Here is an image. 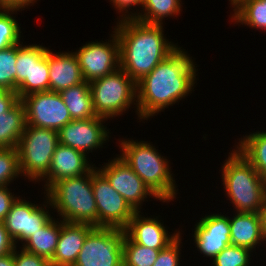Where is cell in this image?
Returning <instances> with one entry per match:
<instances>
[{
	"label": "cell",
	"mask_w": 266,
	"mask_h": 266,
	"mask_svg": "<svg viewBox=\"0 0 266 266\" xmlns=\"http://www.w3.org/2000/svg\"><path fill=\"white\" fill-rule=\"evenodd\" d=\"M136 211L124 228L126 235L135 243L155 250H162L172 243L180 234L168 235L163 224L155 218H145Z\"/></svg>",
	"instance_id": "obj_17"
},
{
	"label": "cell",
	"mask_w": 266,
	"mask_h": 266,
	"mask_svg": "<svg viewBox=\"0 0 266 266\" xmlns=\"http://www.w3.org/2000/svg\"><path fill=\"white\" fill-rule=\"evenodd\" d=\"M21 174L17 148L0 149V187L7 186Z\"/></svg>",
	"instance_id": "obj_31"
},
{
	"label": "cell",
	"mask_w": 266,
	"mask_h": 266,
	"mask_svg": "<svg viewBox=\"0 0 266 266\" xmlns=\"http://www.w3.org/2000/svg\"><path fill=\"white\" fill-rule=\"evenodd\" d=\"M95 227L91 224L61 221V231L51 266H73L87 235Z\"/></svg>",
	"instance_id": "obj_18"
},
{
	"label": "cell",
	"mask_w": 266,
	"mask_h": 266,
	"mask_svg": "<svg viewBox=\"0 0 266 266\" xmlns=\"http://www.w3.org/2000/svg\"><path fill=\"white\" fill-rule=\"evenodd\" d=\"M125 229L95 227L86 237L73 266H123Z\"/></svg>",
	"instance_id": "obj_8"
},
{
	"label": "cell",
	"mask_w": 266,
	"mask_h": 266,
	"mask_svg": "<svg viewBox=\"0 0 266 266\" xmlns=\"http://www.w3.org/2000/svg\"><path fill=\"white\" fill-rule=\"evenodd\" d=\"M50 91L58 92L84 82L78 59L72 53H52L48 50Z\"/></svg>",
	"instance_id": "obj_19"
},
{
	"label": "cell",
	"mask_w": 266,
	"mask_h": 266,
	"mask_svg": "<svg viewBox=\"0 0 266 266\" xmlns=\"http://www.w3.org/2000/svg\"><path fill=\"white\" fill-rule=\"evenodd\" d=\"M231 245L252 250L259 241H266L260 225V218L255 212H237L229 219Z\"/></svg>",
	"instance_id": "obj_20"
},
{
	"label": "cell",
	"mask_w": 266,
	"mask_h": 266,
	"mask_svg": "<svg viewBox=\"0 0 266 266\" xmlns=\"http://www.w3.org/2000/svg\"><path fill=\"white\" fill-rule=\"evenodd\" d=\"M44 210L46 209H42V206L33 205L19 197L16 199L3 220L4 227L13 239L15 246L18 240L25 242L52 219Z\"/></svg>",
	"instance_id": "obj_13"
},
{
	"label": "cell",
	"mask_w": 266,
	"mask_h": 266,
	"mask_svg": "<svg viewBox=\"0 0 266 266\" xmlns=\"http://www.w3.org/2000/svg\"><path fill=\"white\" fill-rule=\"evenodd\" d=\"M60 95L69 110L72 120H85L97 117L92 101L89 82L84 81L76 86L67 88Z\"/></svg>",
	"instance_id": "obj_23"
},
{
	"label": "cell",
	"mask_w": 266,
	"mask_h": 266,
	"mask_svg": "<svg viewBox=\"0 0 266 266\" xmlns=\"http://www.w3.org/2000/svg\"><path fill=\"white\" fill-rule=\"evenodd\" d=\"M18 100L16 92L0 87V115L7 112Z\"/></svg>",
	"instance_id": "obj_37"
},
{
	"label": "cell",
	"mask_w": 266,
	"mask_h": 266,
	"mask_svg": "<svg viewBox=\"0 0 266 266\" xmlns=\"http://www.w3.org/2000/svg\"><path fill=\"white\" fill-rule=\"evenodd\" d=\"M19 254L16 247L13 251L14 266H51L50 261L44 257L28 252L22 248Z\"/></svg>",
	"instance_id": "obj_35"
},
{
	"label": "cell",
	"mask_w": 266,
	"mask_h": 266,
	"mask_svg": "<svg viewBox=\"0 0 266 266\" xmlns=\"http://www.w3.org/2000/svg\"><path fill=\"white\" fill-rule=\"evenodd\" d=\"M46 91H50L48 51L38 61H33L31 71V93Z\"/></svg>",
	"instance_id": "obj_33"
},
{
	"label": "cell",
	"mask_w": 266,
	"mask_h": 266,
	"mask_svg": "<svg viewBox=\"0 0 266 266\" xmlns=\"http://www.w3.org/2000/svg\"><path fill=\"white\" fill-rule=\"evenodd\" d=\"M89 85L94 111L105 119L121 115L137 97V83L120 67Z\"/></svg>",
	"instance_id": "obj_7"
},
{
	"label": "cell",
	"mask_w": 266,
	"mask_h": 266,
	"mask_svg": "<svg viewBox=\"0 0 266 266\" xmlns=\"http://www.w3.org/2000/svg\"><path fill=\"white\" fill-rule=\"evenodd\" d=\"M162 28V24H148L137 19H121L115 27L119 67L136 83L178 48L166 41Z\"/></svg>",
	"instance_id": "obj_2"
},
{
	"label": "cell",
	"mask_w": 266,
	"mask_h": 266,
	"mask_svg": "<svg viewBox=\"0 0 266 266\" xmlns=\"http://www.w3.org/2000/svg\"><path fill=\"white\" fill-rule=\"evenodd\" d=\"M18 10L17 8H0V50L20 43V26L10 15Z\"/></svg>",
	"instance_id": "obj_30"
},
{
	"label": "cell",
	"mask_w": 266,
	"mask_h": 266,
	"mask_svg": "<svg viewBox=\"0 0 266 266\" xmlns=\"http://www.w3.org/2000/svg\"><path fill=\"white\" fill-rule=\"evenodd\" d=\"M86 156L83 152L59 143L52 156L49 171L43 177L44 180L47 178L45 189L48 190L61 179L88 173L94 167L88 164Z\"/></svg>",
	"instance_id": "obj_16"
},
{
	"label": "cell",
	"mask_w": 266,
	"mask_h": 266,
	"mask_svg": "<svg viewBox=\"0 0 266 266\" xmlns=\"http://www.w3.org/2000/svg\"><path fill=\"white\" fill-rule=\"evenodd\" d=\"M26 124L59 131L71 122L69 110L58 92H35L23 97Z\"/></svg>",
	"instance_id": "obj_10"
},
{
	"label": "cell",
	"mask_w": 266,
	"mask_h": 266,
	"mask_svg": "<svg viewBox=\"0 0 266 266\" xmlns=\"http://www.w3.org/2000/svg\"><path fill=\"white\" fill-rule=\"evenodd\" d=\"M0 266H14L13 252L0 257Z\"/></svg>",
	"instance_id": "obj_42"
},
{
	"label": "cell",
	"mask_w": 266,
	"mask_h": 266,
	"mask_svg": "<svg viewBox=\"0 0 266 266\" xmlns=\"http://www.w3.org/2000/svg\"><path fill=\"white\" fill-rule=\"evenodd\" d=\"M103 167L99 171L135 211H139V205L147 195L159 199L120 157Z\"/></svg>",
	"instance_id": "obj_12"
},
{
	"label": "cell",
	"mask_w": 266,
	"mask_h": 266,
	"mask_svg": "<svg viewBox=\"0 0 266 266\" xmlns=\"http://www.w3.org/2000/svg\"><path fill=\"white\" fill-rule=\"evenodd\" d=\"M196 68L185 51L177 48L152 72L137 82V112L148 119L192 91Z\"/></svg>",
	"instance_id": "obj_1"
},
{
	"label": "cell",
	"mask_w": 266,
	"mask_h": 266,
	"mask_svg": "<svg viewBox=\"0 0 266 266\" xmlns=\"http://www.w3.org/2000/svg\"><path fill=\"white\" fill-rule=\"evenodd\" d=\"M48 49L39 45H25L17 43L16 61V93L19 100L31 94V71L33 61H38Z\"/></svg>",
	"instance_id": "obj_21"
},
{
	"label": "cell",
	"mask_w": 266,
	"mask_h": 266,
	"mask_svg": "<svg viewBox=\"0 0 266 266\" xmlns=\"http://www.w3.org/2000/svg\"><path fill=\"white\" fill-rule=\"evenodd\" d=\"M16 199L17 197L10 193L7 186L0 187V222H3Z\"/></svg>",
	"instance_id": "obj_36"
},
{
	"label": "cell",
	"mask_w": 266,
	"mask_h": 266,
	"mask_svg": "<svg viewBox=\"0 0 266 266\" xmlns=\"http://www.w3.org/2000/svg\"><path fill=\"white\" fill-rule=\"evenodd\" d=\"M58 144L57 131L26 125L17 145L21 174L41 180L49 171Z\"/></svg>",
	"instance_id": "obj_6"
},
{
	"label": "cell",
	"mask_w": 266,
	"mask_h": 266,
	"mask_svg": "<svg viewBox=\"0 0 266 266\" xmlns=\"http://www.w3.org/2000/svg\"><path fill=\"white\" fill-rule=\"evenodd\" d=\"M50 206L67 223L98 227V212L92 189V169L84 174L61 179L46 190Z\"/></svg>",
	"instance_id": "obj_3"
},
{
	"label": "cell",
	"mask_w": 266,
	"mask_h": 266,
	"mask_svg": "<svg viewBox=\"0 0 266 266\" xmlns=\"http://www.w3.org/2000/svg\"><path fill=\"white\" fill-rule=\"evenodd\" d=\"M251 250L241 246L229 245L213 259L214 266H249Z\"/></svg>",
	"instance_id": "obj_32"
},
{
	"label": "cell",
	"mask_w": 266,
	"mask_h": 266,
	"mask_svg": "<svg viewBox=\"0 0 266 266\" xmlns=\"http://www.w3.org/2000/svg\"><path fill=\"white\" fill-rule=\"evenodd\" d=\"M15 247V243L6 231L3 222H0V257L13 252Z\"/></svg>",
	"instance_id": "obj_38"
},
{
	"label": "cell",
	"mask_w": 266,
	"mask_h": 266,
	"mask_svg": "<svg viewBox=\"0 0 266 266\" xmlns=\"http://www.w3.org/2000/svg\"><path fill=\"white\" fill-rule=\"evenodd\" d=\"M36 2L35 0H0V8H25L31 3Z\"/></svg>",
	"instance_id": "obj_39"
},
{
	"label": "cell",
	"mask_w": 266,
	"mask_h": 266,
	"mask_svg": "<svg viewBox=\"0 0 266 266\" xmlns=\"http://www.w3.org/2000/svg\"><path fill=\"white\" fill-rule=\"evenodd\" d=\"M56 222L51 219L41 230L23 243V249L50 261L56 251L61 231V223Z\"/></svg>",
	"instance_id": "obj_24"
},
{
	"label": "cell",
	"mask_w": 266,
	"mask_h": 266,
	"mask_svg": "<svg viewBox=\"0 0 266 266\" xmlns=\"http://www.w3.org/2000/svg\"><path fill=\"white\" fill-rule=\"evenodd\" d=\"M105 118L95 117L85 120H72L58 131L59 143L83 152L99 148L107 140ZM94 148V149H93Z\"/></svg>",
	"instance_id": "obj_14"
},
{
	"label": "cell",
	"mask_w": 266,
	"mask_h": 266,
	"mask_svg": "<svg viewBox=\"0 0 266 266\" xmlns=\"http://www.w3.org/2000/svg\"><path fill=\"white\" fill-rule=\"evenodd\" d=\"M258 215L260 218L261 230L266 239V197L262 203V206L258 210Z\"/></svg>",
	"instance_id": "obj_41"
},
{
	"label": "cell",
	"mask_w": 266,
	"mask_h": 266,
	"mask_svg": "<svg viewBox=\"0 0 266 266\" xmlns=\"http://www.w3.org/2000/svg\"><path fill=\"white\" fill-rule=\"evenodd\" d=\"M122 155L119 156L159 198L170 201L176 197L175 180L170 174L167 159L156 148L144 141L121 140Z\"/></svg>",
	"instance_id": "obj_4"
},
{
	"label": "cell",
	"mask_w": 266,
	"mask_h": 266,
	"mask_svg": "<svg viewBox=\"0 0 266 266\" xmlns=\"http://www.w3.org/2000/svg\"><path fill=\"white\" fill-rule=\"evenodd\" d=\"M242 138L237 150L266 180V132H255Z\"/></svg>",
	"instance_id": "obj_25"
},
{
	"label": "cell",
	"mask_w": 266,
	"mask_h": 266,
	"mask_svg": "<svg viewBox=\"0 0 266 266\" xmlns=\"http://www.w3.org/2000/svg\"><path fill=\"white\" fill-rule=\"evenodd\" d=\"M180 235L170 243L166 248L162 249L153 266H179L180 252Z\"/></svg>",
	"instance_id": "obj_34"
},
{
	"label": "cell",
	"mask_w": 266,
	"mask_h": 266,
	"mask_svg": "<svg viewBox=\"0 0 266 266\" xmlns=\"http://www.w3.org/2000/svg\"><path fill=\"white\" fill-rule=\"evenodd\" d=\"M17 44L0 50V87L16 92Z\"/></svg>",
	"instance_id": "obj_29"
},
{
	"label": "cell",
	"mask_w": 266,
	"mask_h": 266,
	"mask_svg": "<svg viewBox=\"0 0 266 266\" xmlns=\"http://www.w3.org/2000/svg\"><path fill=\"white\" fill-rule=\"evenodd\" d=\"M160 250L133 242L127 235L123 243V266H153Z\"/></svg>",
	"instance_id": "obj_28"
},
{
	"label": "cell",
	"mask_w": 266,
	"mask_h": 266,
	"mask_svg": "<svg viewBox=\"0 0 266 266\" xmlns=\"http://www.w3.org/2000/svg\"><path fill=\"white\" fill-rule=\"evenodd\" d=\"M195 226L196 246L206 257L214 259L224 248L231 245L228 217L221 214L205 216Z\"/></svg>",
	"instance_id": "obj_15"
},
{
	"label": "cell",
	"mask_w": 266,
	"mask_h": 266,
	"mask_svg": "<svg viewBox=\"0 0 266 266\" xmlns=\"http://www.w3.org/2000/svg\"><path fill=\"white\" fill-rule=\"evenodd\" d=\"M26 125V110L23 102L18 100L0 115V149L17 148Z\"/></svg>",
	"instance_id": "obj_22"
},
{
	"label": "cell",
	"mask_w": 266,
	"mask_h": 266,
	"mask_svg": "<svg viewBox=\"0 0 266 266\" xmlns=\"http://www.w3.org/2000/svg\"><path fill=\"white\" fill-rule=\"evenodd\" d=\"M116 9L120 10L119 12L128 9L131 6L143 5L144 0H110Z\"/></svg>",
	"instance_id": "obj_40"
},
{
	"label": "cell",
	"mask_w": 266,
	"mask_h": 266,
	"mask_svg": "<svg viewBox=\"0 0 266 266\" xmlns=\"http://www.w3.org/2000/svg\"><path fill=\"white\" fill-rule=\"evenodd\" d=\"M180 2V0H144L142 5L145 10L144 14L139 12L124 16L122 19H137L148 24L161 25L164 17L178 15L181 8Z\"/></svg>",
	"instance_id": "obj_26"
},
{
	"label": "cell",
	"mask_w": 266,
	"mask_h": 266,
	"mask_svg": "<svg viewBox=\"0 0 266 266\" xmlns=\"http://www.w3.org/2000/svg\"><path fill=\"white\" fill-rule=\"evenodd\" d=\"M113 32V39L110 43L109 41L108 43L91 42L81 47L78 52H74L84 81L91 82L119 68V41L115 31Z\"/></svg>",
	"instance_id": "obj_11"
},
{
	"label": "cell",
	"mask_w": 266,
	"mask_h": 266,
	"mask_svg": "<svg viewBox=\"0 0 266 266\" xmlns=\"http://www.w3.org/2000/svg\"><path fill=\"white\" fill-rule=\"evenodd\" d=\"M96 169L92 168V189L98 212V227L124 229L136 211Z\"/></svg>",
	"instance_id": "obj_9"
},
{
	"label": "cell",
	"mask_w": 266,
	"mask_h": 266,
	"mask_svg": "<svg viewBox=\"0 0 266 266\" xmlns=\"http://www.w3.org/2000/svg\"><path fill=\"white\" fill-rule=\"evenodd\" d=\"M222 167L223 185L237 212L258 213L266 197V180L238 150Z\"/></svg>",
	"instance_id": "obj_5"
},
{
	"label": "cell",
	"mask_w": 266,
	"mask_h": 266,
	"mask_svg": "<svg viewBox=\"0 0 266 266\" xmlns=\"http://www.w3.org/2000/svg\"><path fill=\"white\" fill-rule=\"evenodd\" d=\"M233 6L235 22L266 29V0H239Z\"/></svg>",
	"instance_id": "obj_27"
}]
</instances>
